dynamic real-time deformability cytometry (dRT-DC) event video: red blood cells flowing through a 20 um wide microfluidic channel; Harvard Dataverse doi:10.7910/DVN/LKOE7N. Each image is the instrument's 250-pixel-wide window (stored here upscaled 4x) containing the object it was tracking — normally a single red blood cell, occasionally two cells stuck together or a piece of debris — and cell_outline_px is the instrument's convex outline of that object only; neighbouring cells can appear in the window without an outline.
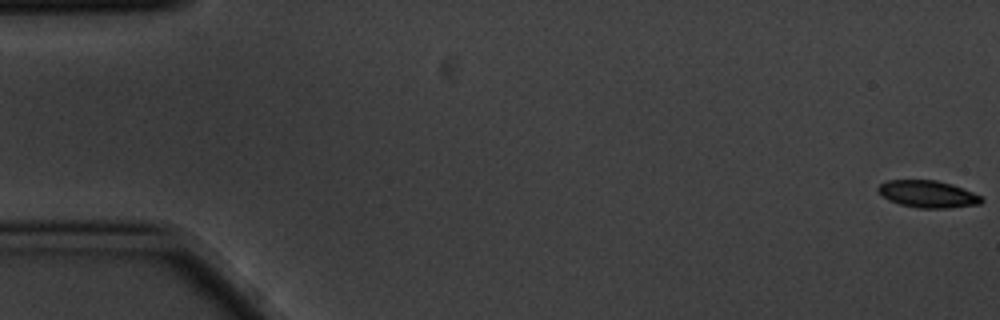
{"species": "common noctule bat (a hibernating species)", "species_latin": "Nyctalus noctula", "temperature_condition": "cold", "stored_images_in_passage": 9, "camera_frame_rate_fps": 3000, "um_per_image_px": 0.085, "animal": {"sex": "male", "body_mass_g": 20.1, "forearm_length_mm": 53.5}, "frame": {"image": 1, "passage_image": 1, "time_ms": 0.0, "image_size_px": [1000, 320], "cell_outline_px": [[984, 200], [980, 204], [948, 208], [916, 208], [900, 204], [888, 200], [876, 188], [880, 184], [888, 180], [936, 180], [952, 184], [972, 192], [980, 196]], "centroid_in_image_um": [78.86, 16.5], "position_along_channel_um": 6.1, "area_um2": 16.24}}
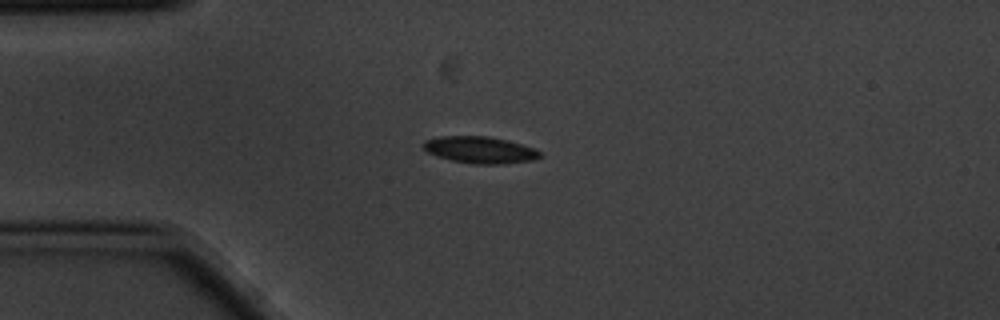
{"frame": {"image": 2, "passage_image": 4, "time_ms": 1.0, "image_size_px": [1000, 320], "cell_outline_px": [[540, 156], [532, 160], [500, 164], [476, 164], [452, 160], [428, 152], [420, 144], [424, 140], [440, 136], [488, 136], [508, 140], [532, 148], [540, 152]], "centroid_in_image_um": [40.76, 12.72], "position_along_channel_um": 44.2, "area_um2": 17.92}}